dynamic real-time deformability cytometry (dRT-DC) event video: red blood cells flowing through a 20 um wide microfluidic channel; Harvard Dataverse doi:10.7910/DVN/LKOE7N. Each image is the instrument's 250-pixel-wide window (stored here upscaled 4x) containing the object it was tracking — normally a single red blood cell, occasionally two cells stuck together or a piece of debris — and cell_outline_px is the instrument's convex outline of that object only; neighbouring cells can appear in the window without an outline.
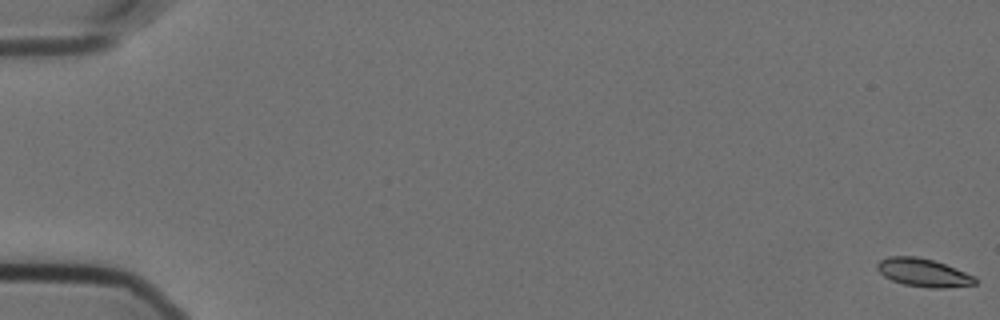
{"species": "Egyptian fruit bat (a non-hibernating species)", "species_latin": "Rousettus aegyptiacus", "temperature_condition": "cold", "stored_images_in_passage": 58, "camera_frame_rate_fps": 3000, "um_per_image_px": 0.085, "animal": {"sex": "female"}, "frame": {"image": 1, "passage_image": 1, "time_ms": 0.0, "image_size_px": [1000, 320], "cell_outline_px": [[976, 284], [944, 288], [932, 288], [904, 284], [892, 280], [884, 276], [876, 268], [876, 264], [880, 260], [888, 256], [916, 256], [932, 260], [956, 268], [976, 276]], "centroid_in_image_um": [78.49, 23.17], "position_along_channel_um": 6.5, "area_um2": 16.01}}
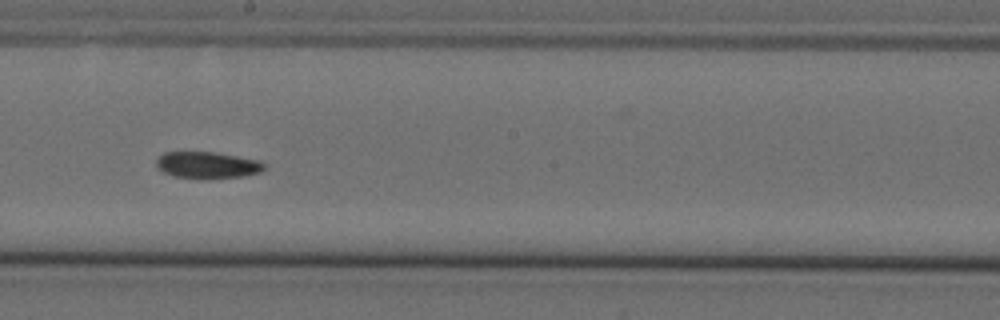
{"frame": {"image": 2, "passage_image": 34, "time_ms": 11.0, "image_size_px": [1000, 320], "cell_outline_px": [[268, 168], [260, 172], [240, 176], [208, 180], [172, 176], [156, 168], [156, 160], [164, 152], [216, 152], [260, 160]], "centroid_in_image_um": [17.63, 14.04], "position_along_channel_um": 230.6, "area_um2": 17.11}}
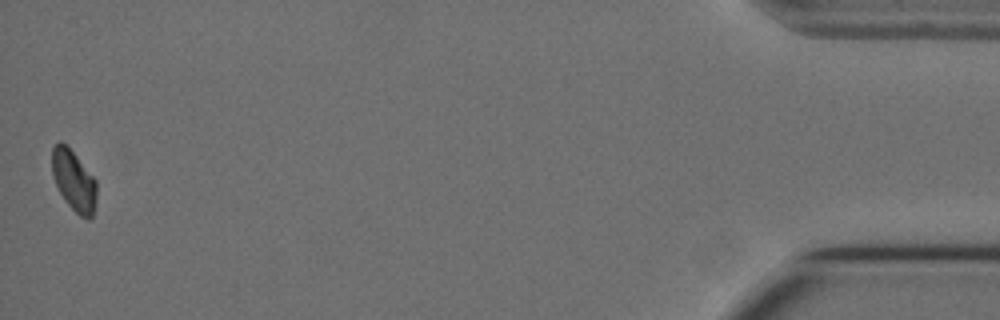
{"frame": {"image": 3, "passage_image": 58, "time_ms": 19.0, "image_size_px": [1000, 320], "cell_outline_px": [[96, 204], [92, 216], [88, 220], [80, 216], [68, 204], [60, 192], [56, 184], [52, 172], [52, 148], [60, 140], [76, 156], [96, 180]], "centroid_in_image_um": [6.28, 15.38], "position_along_channel_um": 428.9, "area_um2": 15.49}, "authors_computed_cell_mechanics": {"area_um2": 16.7042, "velocity_mm_per_s": 3.5612, "shape_relaxation_time_tau1_ms": null, "shape_relaxation_time_tau2_ms": 8.4445, "deformation_change_tau1": null, "deformation_change_tau2": 0.0914}}